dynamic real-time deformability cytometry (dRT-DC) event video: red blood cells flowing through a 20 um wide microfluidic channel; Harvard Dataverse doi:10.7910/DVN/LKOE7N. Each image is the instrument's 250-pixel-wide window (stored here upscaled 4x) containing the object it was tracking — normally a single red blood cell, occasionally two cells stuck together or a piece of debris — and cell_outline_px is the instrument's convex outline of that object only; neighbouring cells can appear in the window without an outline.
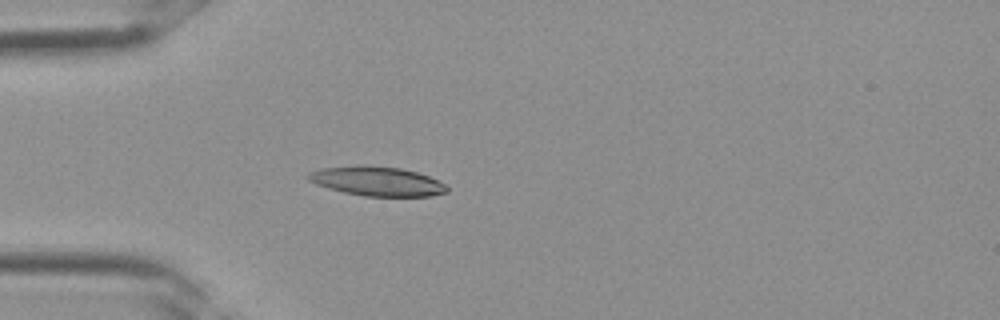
{"species": "Egyptian fruit bat (a non-hibernating species)", "species_latin": "Rousettus aegyptiacus", "temperature_condition": "room temperature", "stored_images_in_passage": 3, "camera_frame_rate_fps": 3000, "um_per_image_px": 0.085, "frame": {"image": 1, "passage_image": 3, "time_ms": 0.667, "image_size_px": [1000, 320], "cell_outline_px": [[448, 192], [428, 196], [364, 196], [344, 192], [328, 188], [316, 184], [308, 180], [304, 176], [308, 172], [320, 168], [356, 164], [360, 164], [400, 168], [416, 172], [440, 180], [448, 188]], "centroid_in_image_um": [31.99, 15.39], "position_along_channel_um": 53.0, "area_um2": 23.99}}